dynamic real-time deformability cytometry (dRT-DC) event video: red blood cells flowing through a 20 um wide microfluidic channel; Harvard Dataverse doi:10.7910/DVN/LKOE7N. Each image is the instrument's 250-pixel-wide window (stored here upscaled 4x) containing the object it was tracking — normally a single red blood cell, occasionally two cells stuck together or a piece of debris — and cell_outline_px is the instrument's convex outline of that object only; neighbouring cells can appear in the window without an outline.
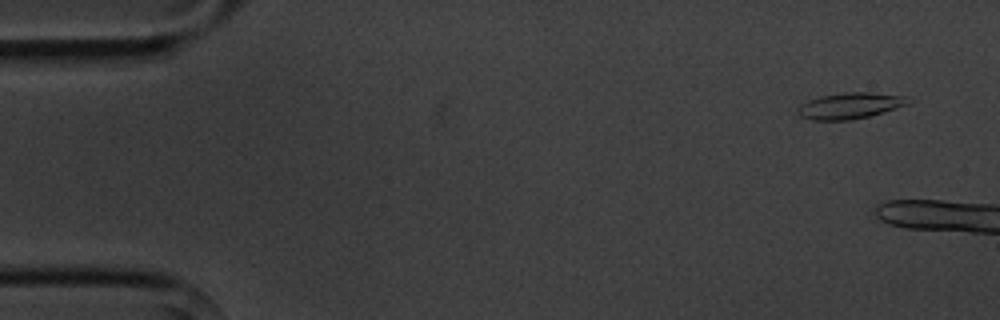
{"species": "common noctule bat (a hibernating species)", "species_latin": "Nyctalus noctula", "temperature_condition": "cold", "stored_images_in_passage": 4, "camera_frame_rate_fps": 3000, "um_per_image_px": 0.085, "animal": {"sex": "male", "body_mass_g": 20.1, "forearm_length_mm": 53.5}, "frame": {"image": 1, "passage_image": 1, "time_ms": 0.0, "image_size_px": [1000, 320], "cell_outline_px": [[916, 100], [908, 104], [868, 116], [852, 120], [812, 120], [800, 116], [796, 112], [796, 108], [808, 100], [820, 96], [844, 92], [872, 92], [904, 96]], "centroid_in_image_um": [72.25, 8.98], "position_along_channel_um": 12.8, "area_um2": 16.88}}